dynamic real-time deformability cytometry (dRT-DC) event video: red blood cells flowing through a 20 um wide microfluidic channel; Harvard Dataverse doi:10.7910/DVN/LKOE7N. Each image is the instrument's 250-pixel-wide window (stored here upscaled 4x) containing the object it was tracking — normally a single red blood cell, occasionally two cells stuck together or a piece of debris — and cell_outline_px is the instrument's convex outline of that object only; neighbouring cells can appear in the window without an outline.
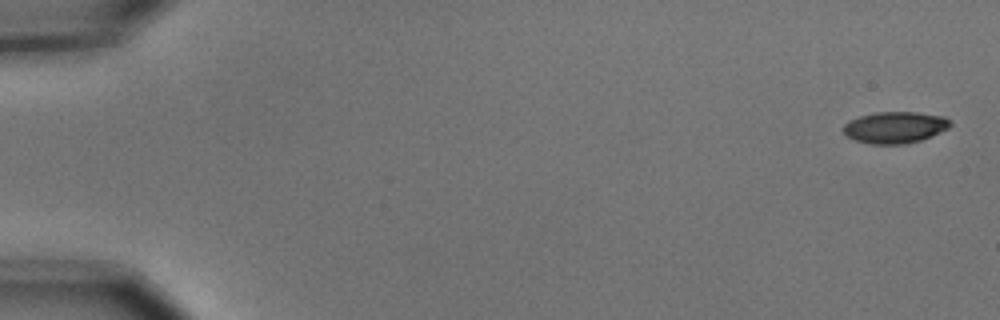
{"species": "common noctule bat (a hibernating species)", "species_latin": "Nyctalus noctula", "temperature_condition": "cold", "stored_images_in_passage": 7, "camera_frame_rate_fps": 3000, "um_per_image_px": 0.085, "animal": {"sex": "male", "body_mass_g": 15.6}, "frame": {"image": 1, "passage_image": 1, "time_ms": 0.0, "image_size_px": [1000, 320], "cell_outline_px": [[952, 124], [948, 128], [920, 140], [904, 144], [872, 144], [856, 140], [848, 136], [844, 132], [844, 124], [848, 120], [860, 116], [876, 112], [916, 112], [944, 116], [952, 120]], "centroid_in_image_um": [76.09, 10.81], "position_along_channel_um": 8.9, "area_um2": 19.54}}
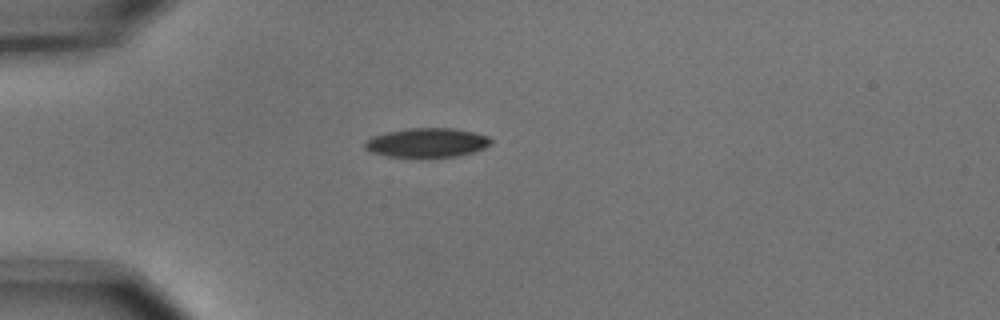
{"frame": {"image": 2, "passage_image": 5, "time_ms": 1.333, "image_size_px": [1000, 320], "cell_outline_px": [[492, 144], [484, 148], [472, 152], [456, 156], [432, 160], [420, 160], [384, 156], [368, 152], [364, 148], [364, 144], [372, 136], [388, 132], [408, 128], [452, 128], [476, 132], [488, 136], [492, 140]], "centroid_in_image_um": [36.27, 12.18], "position_along_channel_um": 48.7, "area_um2": 22.54}}
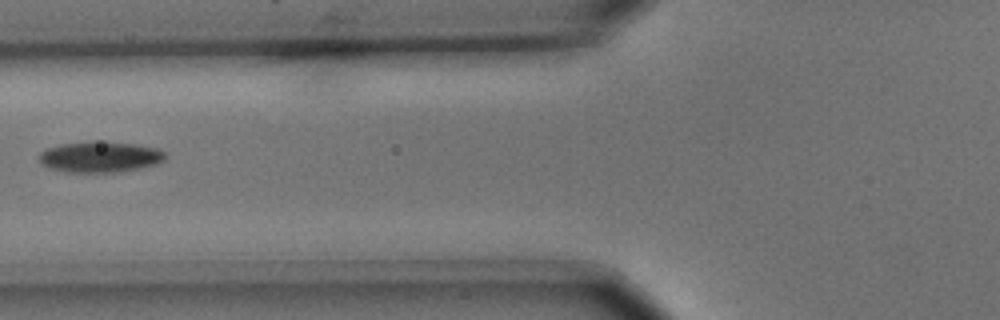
{"frame": {"image": 3, "passage_image": 7, "time_ms": 2.0, "image_size_px": [1000, 320], "cell_outline_px": [[164, 160], [156, 164], [140, 168], [112, 172], [68, 172], [52, 168], [40, 164], [40, 152], [48, 148], [60, 144], [92, 140], [136, 144], [160, 148], [164, 152]], "centroid_in_image_um": [8.51, 13.31], "position_along_channel_um": 117.3, "area_um2": 22.72}}